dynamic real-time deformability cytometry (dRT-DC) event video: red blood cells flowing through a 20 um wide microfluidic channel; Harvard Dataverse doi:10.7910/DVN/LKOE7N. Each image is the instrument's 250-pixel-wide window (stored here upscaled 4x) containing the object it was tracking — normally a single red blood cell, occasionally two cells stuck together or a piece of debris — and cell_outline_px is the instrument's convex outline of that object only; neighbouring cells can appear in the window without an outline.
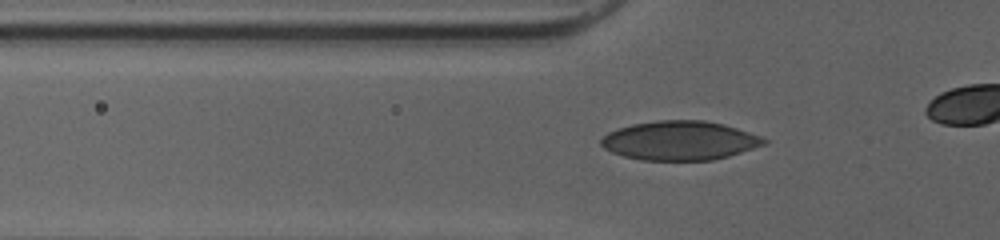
{"species": "human", "species_latin": "Homo sapiens", "temperature_condition": "cold", "stored_images_in_passage": 42, "camera_frame_rate_fps": 3000, "um_per_image_px": 0.085, "donor": {"sex": "female"}, "frame": {"image": 1, "passage_image": 17, "time_ms": 5.333, "image_size_px": [1000, 240], "cell_outline_px": [[768, 140], [764, 144], [728, 156], [712, 160], [640, 160], [624, 156], [612, 152], [604, 148], [600, 144], [600, 140], [608, 132], [616, 128], [632, 124], [656, 120], [704, 120], [724, 124], [760, 136]], "centroid_in_image_um": [57.73, 11.94], "position_along_channel_um": 68.1, "area_um2": 36.99}}
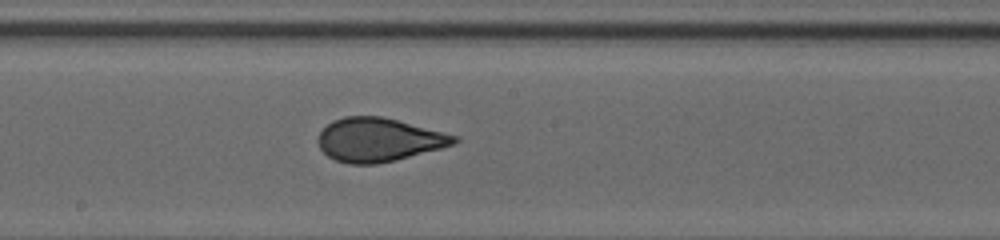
{"frame": {"image": 2, "passage_image": 28, "time_ms": 9.0, "image_size_px": [1000, 240], "cell_outline_px": [[460, 140], [456, 144], [396, 160], [376, 164], [348, 164], [336, 160], [328, 156], [320, 148], [316, 140], [320, 132], [332, 120], [344, 116], [380, 116], [460, 136]], "centroid_in_image_um": [32.19, 11.88], "position_along_channel_um": 216.0, "area_um2": 34.62}}
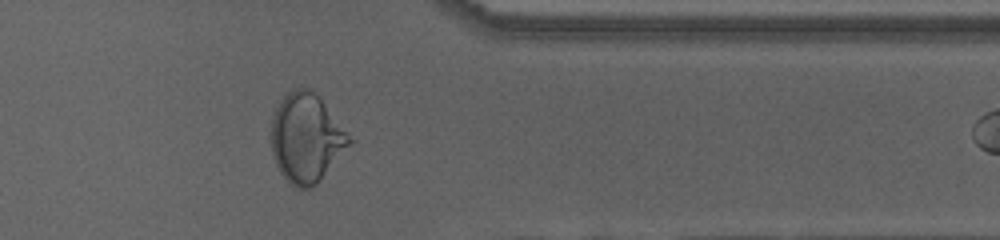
{"frame": {"image": 3, "passage_image": 41, "time_ms": 13.333, "image_size_px": [1000, 240], "cell_outline_px": [[356, 140], [316, 184], [312, 188], [296, 188], [280, 172], [272, 156], [268, 140], [272, 116], [280, 100], [292, 88], [312, 88]], "centroid_in_image_um": [26.04, 11.71], "position_along_channel_um": 385.4, "area_um2": 41.44}}